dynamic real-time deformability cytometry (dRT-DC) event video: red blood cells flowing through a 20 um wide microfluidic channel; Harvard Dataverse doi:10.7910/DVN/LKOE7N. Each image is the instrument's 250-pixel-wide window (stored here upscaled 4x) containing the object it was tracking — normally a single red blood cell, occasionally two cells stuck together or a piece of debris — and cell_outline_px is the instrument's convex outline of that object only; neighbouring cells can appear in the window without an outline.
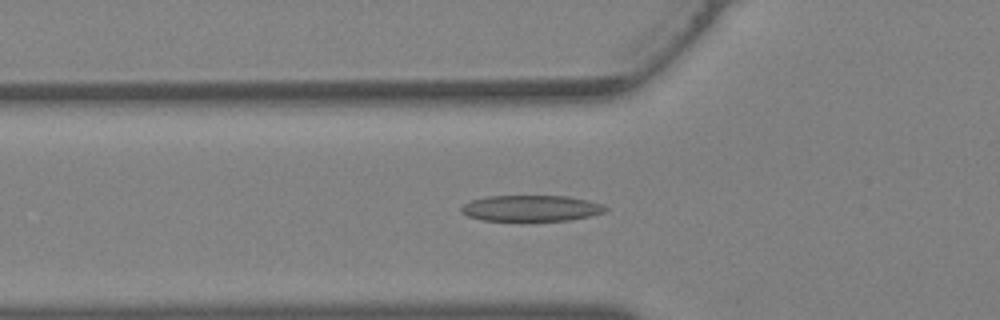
{"species": "Egyptian fruit bat (a non-hibernating species)", "species_latin": "Rousettus aegyptiacus", "temperature_condition": "warm", "stored_images_in_passage": 34, "camera_frame_rate_fps": 3000, "um_per_image_px": 0.085, "animal": {"sex": "female"}, "frame": {"image": 1, "passage_image": 9, "time_ms": 2.667, "image_size_px": [1000, 320], "cell_outline_px": [[608, 208], [604, 212], [588, 216], [568, 220], [484, 220], [468, 216], [460, 212], [460, 208], [464, 204], [472, 200], [488, 196], [564, 196], [588, 200], [600, 204]], "centroid_in_image_um": [45.11, 17.69], "position_along_channel_um": 80.7, "area_um2": 21.5}}
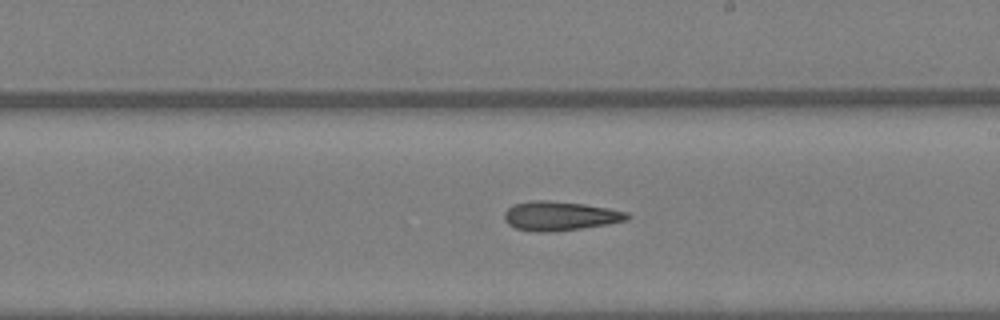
{"frame": {"image": 2, "passage_image": 18, "time_ms": 5.667, "image_size_px": [1000, 320], "cell_outline_px": [[632, 216], [628, 220], [608, 224], [556, 232], [540, 232], [516, 228], [508, 224], [504, 220], [504, 212], [512, 204], [532, 200], [548, 200], [584, 204], [608, 208], [628, 212]], "centroid_in_image_um": [47.6, 18.35], "position_along_channel_um": 241.4, "area_um2": 21.1}}
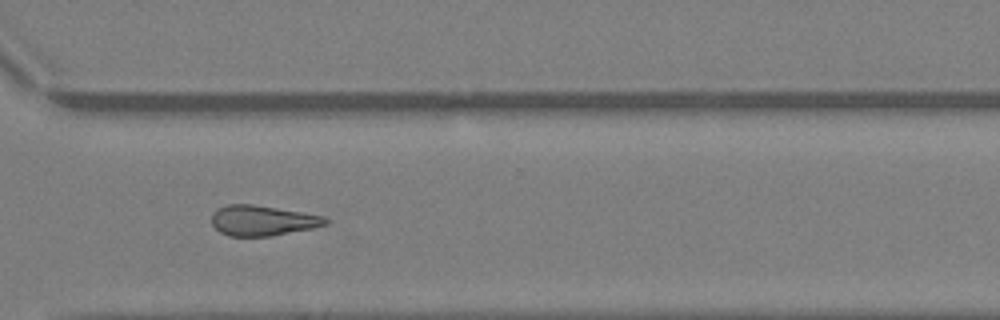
{"frame": {"image": 3, "passage_image": 24, "time_ms": 7.667, "image_size_px": [1000, 320], "cell_outline_px": [[332, 220], [328, 224], [312, 228], [272, 236], [228, 236], [220, 232], [212, 224], [212, 216], [216, 208], [228, 204], [252, 204], [324, 216]], "centroid_in_image_um": [22.32, 18.75], "position_along_channel_um": 348.3, "area_um2": 20.11}}